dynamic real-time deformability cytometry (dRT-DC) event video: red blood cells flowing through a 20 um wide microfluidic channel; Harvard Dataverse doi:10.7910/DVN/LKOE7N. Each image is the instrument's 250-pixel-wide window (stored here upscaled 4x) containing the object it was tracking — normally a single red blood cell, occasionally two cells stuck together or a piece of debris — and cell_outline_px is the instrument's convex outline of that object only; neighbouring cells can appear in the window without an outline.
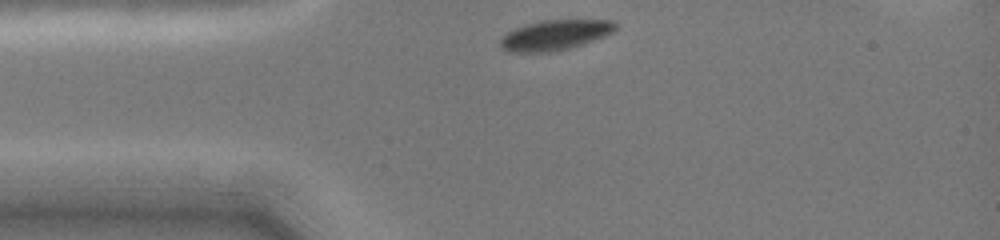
{"species": "common noctule bat (a hibernating species)", "species_latin": "Nyctalus noctula", "temperature_condition": "cold", "stored_images_in_passage": 20, "camera_frame_rate_fps": 3000, "um_per_image_px": 0.085, "animal": {"sex": "female", "body_mass_g": 19.0, "forearm_length_mm": 51.5}, "frame": {"image": 1, "passage_image": 1, "time_ms": 0.0, "image_size_px": [1000, 240], "cell_outline_px": [[616, 28], [612, 32], [604, 36], [568, 48], [548, 52], [512, 52], [500, 48], [500, 36], [524, 24], [540, 20], [616, 20]], "centroid_in_image_um": [47.13, 2.96], "position_along_channel_um": 37.9, "area_um2": 20.11}}
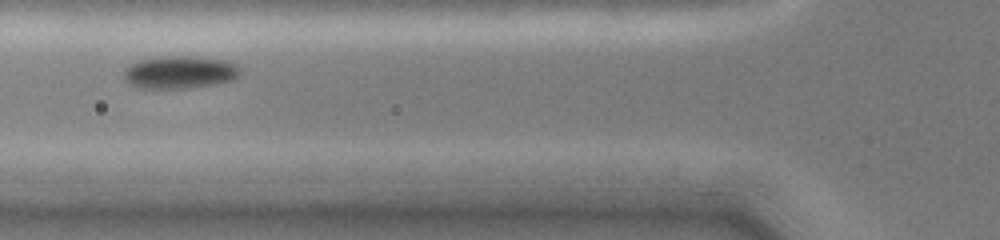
{"frame": {"image": 2, "passage_image": 11, "time_ms": 2.333, "image_size_px": [1000, 240], "cell_outline_px": [[240, 72], [232, 80], [212, 84], [188, 88], [140, 88], [128, 84], [124, 80], [124, 68], [128, 64], [136, 60], [156, 56], [204, 56], [224, 60], [236, 64], [240, 68]], "centroid_in_image_um": [15.21, 6.11], "position_along_channel_um": 110.6, "area_um2": 22.54}}
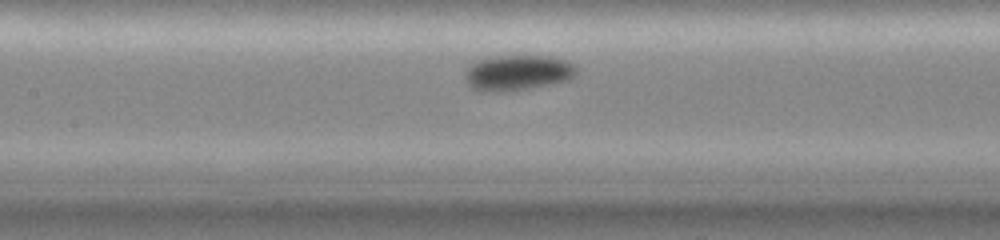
{"frame": {"image": 3, "passage_image": 17, "time_ms": 3.667, "image_size_px": [1000, 240], "cell_outline_px": [[576, 72], [568, 80], [528, 88], [500, 92], [480, 92], [472, 88], [468, 84], [464, 76], [468, 68], [476, 60], [488, 56], [516, 52], [552, 56], [576, 64]], "centroid_in_image_um": [43.96, 6.11], "position_along_channel_um": 163.4, "area_um2": 23.99}}